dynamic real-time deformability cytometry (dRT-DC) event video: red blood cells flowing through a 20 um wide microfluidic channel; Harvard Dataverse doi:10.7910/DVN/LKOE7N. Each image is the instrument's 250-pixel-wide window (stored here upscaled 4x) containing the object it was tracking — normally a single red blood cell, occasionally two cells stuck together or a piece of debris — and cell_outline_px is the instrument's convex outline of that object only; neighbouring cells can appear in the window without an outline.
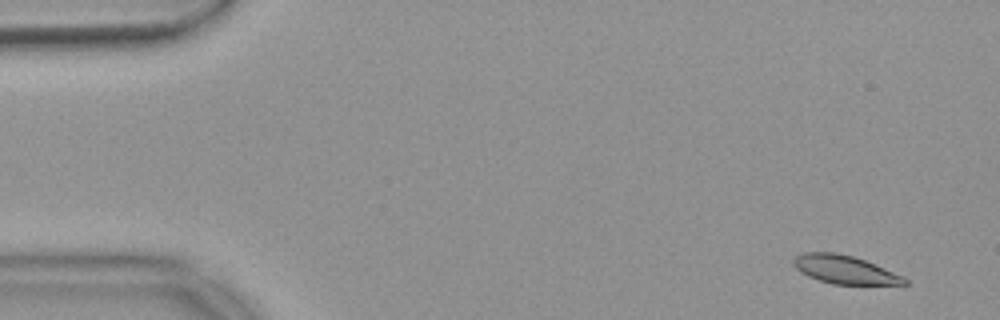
{"species": "common noctule bat (a hibernating species)", "species_latin": "Nyctalus noctula", "temperature_condition": "warm", "stored_images_in_passage": 56, "camera_frame_rate_fps": 3000, "um_per_image_px": 0.085, "animal": {"sex": "female", "body_mass_g": 18.4}, "frame": {"image": 1, "passage_image": 4, "time_ms": 1.0, "image_size_px": [1000, 320], "cell_outline_px": [[908, 284], [832, 284], [808, 276], [800, 272], [792, 264], [792, 260], [796, 256], [804, 252], [836, 252], [852, 256], [864, 260], [904, 276], [908, 280]], "centroid_in_image_um": [71.77, 22.91], "position_along_channel_um": 13.2, "area_um2": 18.21}}
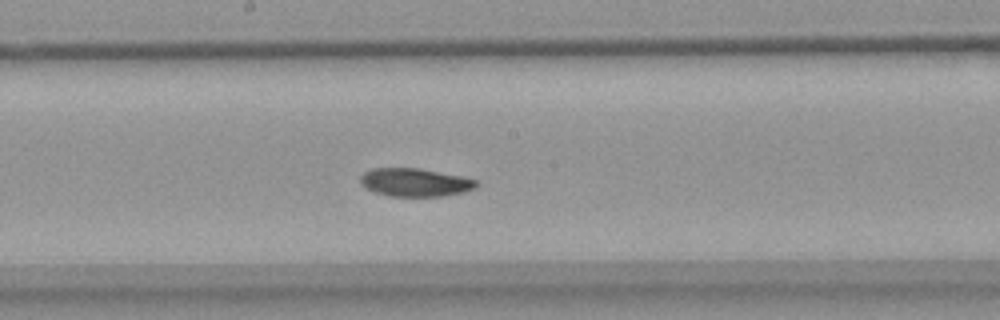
{"frame": {"image": 2, "passage_image": 30, "time_ms": 9.667, "image_size_px": [1000, 320], "cell_outline_px": [[480, 184], [476, 188], [464, 192], [444, 196], [388, 196], [376, 192], [360, 184], [360, 176], [364, 172], [372, 168], [420, 168], [480, 180]], "centroid_in_image_um": [35.32, 15.5], "position_along_channel_um": 212.9, "area_um2": 19.19}}
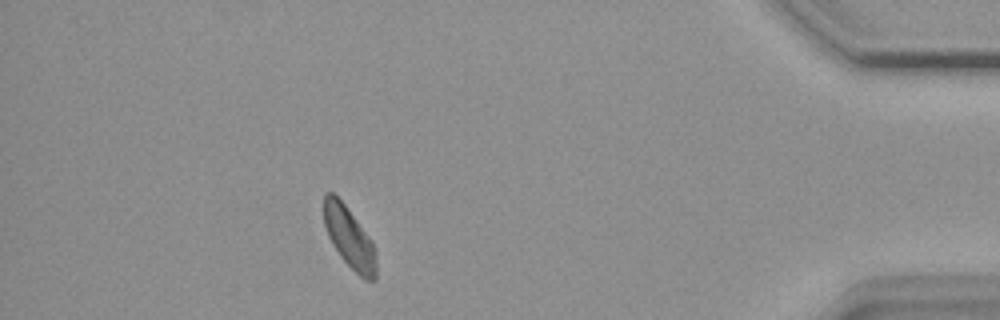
{"frame": {"image": 3, "passage_image": 50, "time_ms": 16.333, "image_size_px": [1000, 320], "cell_outline_px": [[376, 280], [364, 280], [340, 256], [332, 244], [328, 236], [324, 224], [324, 192], [332, 192], [344, 204], [372, 240], [376, 252]], "centroid_in_image_um": [29.7, 20.21], "position_along_channel_um": 405.5, "area_um2": 18.5}, "authors_computed_cell_mechanics": {"area_um2": 19.4786, "velocity_mm_per_s": 3.6395, "shape_relaxation_time_tau1_ms": 4.3263, "shape_relaxation_time_tau2_ms": null, "deformation_change_tau1": 0.1263, "deformation_change_tau2": null}}